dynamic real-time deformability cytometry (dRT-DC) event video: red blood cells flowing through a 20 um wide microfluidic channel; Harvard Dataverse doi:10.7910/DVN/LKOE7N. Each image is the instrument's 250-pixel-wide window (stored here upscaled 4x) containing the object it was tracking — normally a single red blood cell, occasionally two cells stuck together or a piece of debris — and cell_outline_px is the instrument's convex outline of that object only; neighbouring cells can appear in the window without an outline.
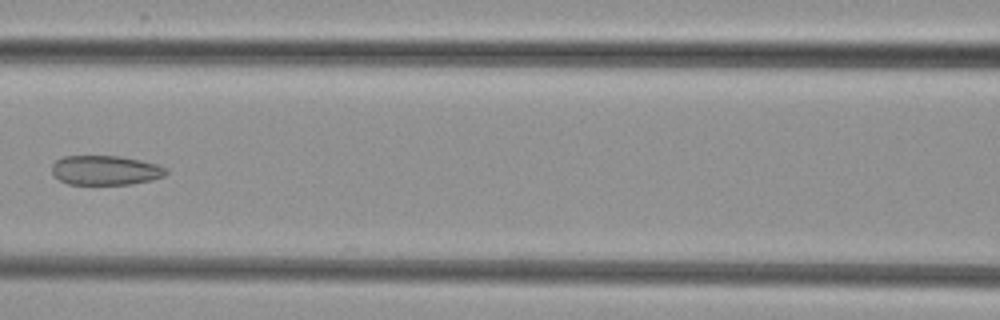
{"species": "common noctule bat (a hibernating species)", "species_latin": "Nyctalus noctula", "temperature_condition": "cold", "stored_images_in_passage": 8, "camera_frame_rate_fps": 3000, "um_per_image_px": 0.085, "animal": {"sex": "female", "body_mass_g": 29.2, "forearm_length_mm": 56.3}, "frame": {"image": 1, "passage_image": 7, "time_ms": 8.0, "image_size_px": [1000, 320], "cell_outline_px": [[168, 172], [164, 176], [152, 180], [132, 184], [68, 184], [60, 180], [52, 172], [52, 164], [56, 160], [64, 156], [120, 156], [140, 160], [156, 164], [168, 168]], "centroid_in_image_um": [8.98, 14.47], "position_along_channel_um": 157.6, "area_um2": 19.65}}
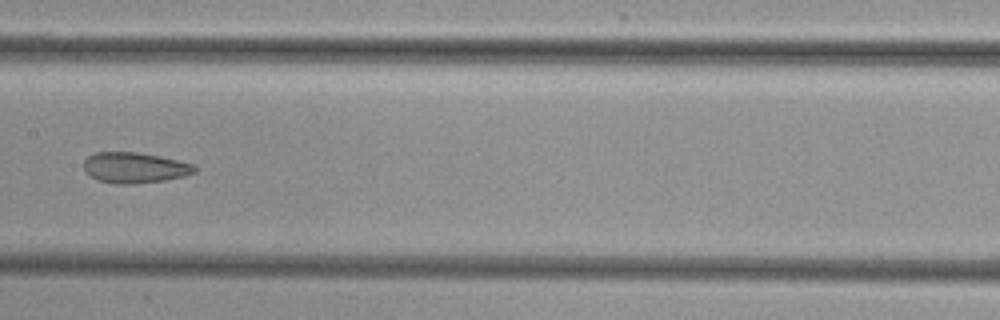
{"frame": {"image": 2, "passage_image": 8, "time_ms": 9.0, "image_size_px": [1000, 320], "cell_outline_px": [[196, 172], [184, 176], [164, 180], [136, 184], [116, 184], [100, 180], [92, 176], [84, 168], [84, 160], [88, 156], [96, 152], [136, 152], [160, 156], [196, 164]], "centroid_in_image_um": [11.49, 14.25], "position_along_channel_um": 195.9, "area_um2": 19.77}}